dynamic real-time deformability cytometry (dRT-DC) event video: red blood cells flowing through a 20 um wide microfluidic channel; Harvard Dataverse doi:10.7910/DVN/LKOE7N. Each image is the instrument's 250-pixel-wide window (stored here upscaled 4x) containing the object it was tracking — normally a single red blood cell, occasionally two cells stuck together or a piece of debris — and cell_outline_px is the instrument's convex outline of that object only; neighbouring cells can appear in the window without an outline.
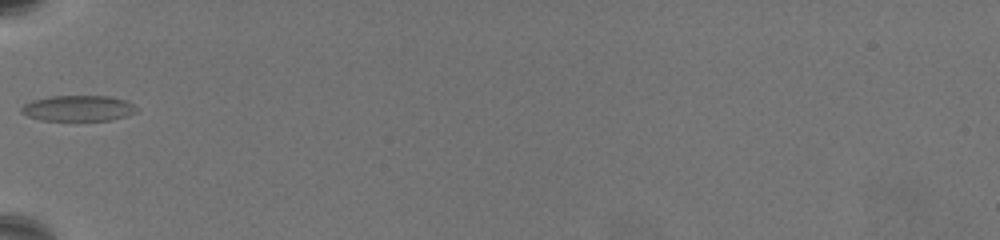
{"species": "common noctule bat (a hibernating species)", "species_latin": "Nyctalus noctula", "temperature_condition": "warm", "stored_images_in_passage": 41, "camera_frame_rate_fps": 3000, "um_per_image_px": 0.085, "animal": {"sex": "female", "body_mass_g": 19.5, "forearm_length_mm": 54.1}, "frame": {"image": 1, "passage_image": 1, "time_ms": 0.0, "image_size_px": [1000, 240], "cell_outline_px": [[136, 112], [112, 120], [40, 120], [28, 116], [20, 112], [20, 108], [24, 104], [32, 100], [52, 96], [108, 96], [128, 100], [136, 108]], "centroid_in_image_um": [6.63, 9.2], "position_along_channel_um": 78.4, "area_um2": 17.22}}
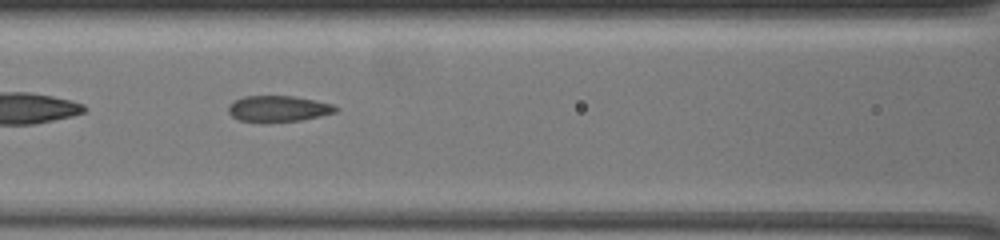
{"frame": {"image": 2, "passage_image": 7, "time_ms": 2.0, "image_size_px": [1000, 240], "cell_outline_px": [[340, 108], [336, 112], [320, 116], [300, 120], [268, 124], [260, 124], [240, 120], [232, 116], [228, 112], [228, 104], [232, 100], [244, 96], [292, 96], [332, 104]], "centroid_in_image_um": [23.59, 9.27], "position_along_channel_um": 143.0, "area_um2": 16.76}}
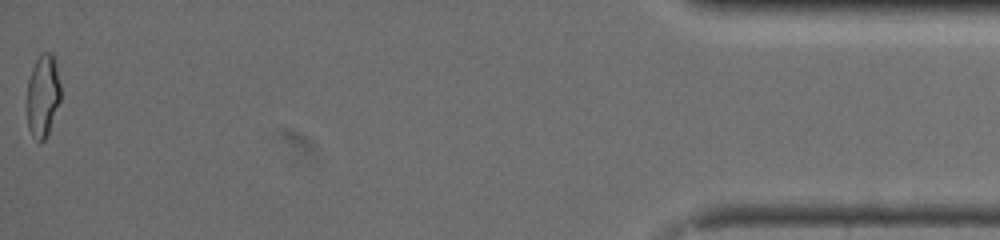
{"frame": {"image": 3, "passage_image": 41, "time_ms": 13.333, "image_size_px": [1000, 240], "cell_outline_px": [[60, 100], [48, 132], [44, 140], [36, 140], [32, 136], [28, 128], [28, 80], [32, 68], [40, 52], [52, 52], [56, 64], [60, 84]], "centroid_in_image_um": [3.65, 8.09], "position_along_channel_um": 431.6, "area_um2": 15.95}, "authors_computed_cell_mechanics": {"area_um2": 16.6464, "velocity_mm_per_s": 3.2503, "shape_relaxation_time_tau1_ms": null, "shape_relaxation_time_tau2_ms": 1.2131, "deformation_change_tau1": null, "deformation_change_tau2": 0.0763}}